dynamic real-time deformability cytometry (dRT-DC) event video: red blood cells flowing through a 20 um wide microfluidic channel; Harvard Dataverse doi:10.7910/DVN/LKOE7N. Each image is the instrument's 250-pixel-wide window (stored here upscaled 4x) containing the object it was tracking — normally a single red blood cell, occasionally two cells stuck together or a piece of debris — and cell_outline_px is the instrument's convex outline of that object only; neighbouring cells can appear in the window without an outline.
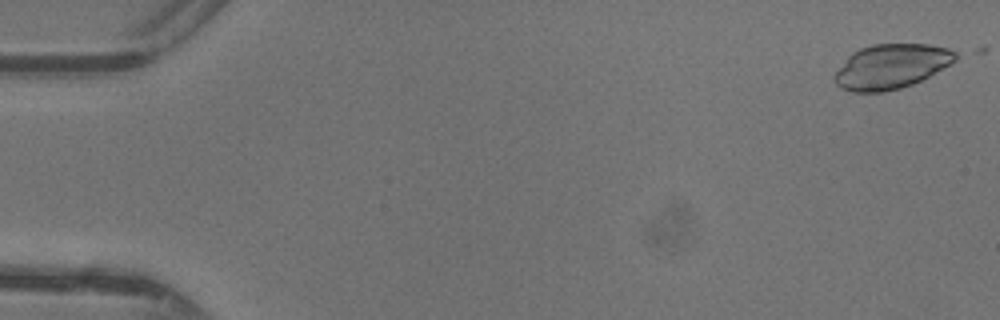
{"species": "common noctule bat (a hibernating species)", "species_latin": "Nyctalus noctula", "temperature_condition": "warm", "stored_images_in_passage": 2, "camera_frame_rate_fps": 3000, "um_per_image_px": 0.085, "animal": {"sex": "female"}, "frame": {"image": 1, "passage_image": 1, "time_ms": 0.0, "image_size_px": [1000, 320], "cell_outline_px": [[956, 60], [928, 76], [912, 84], [900, 88], [884, 92], [852, 92], [840, 88], [836, 84], [832, 76], [848, 56], [852, 52], [860, 48], [872, 44], [928, 44], [948, 48], [956, 52]], "centroid_in_image_um": [75.7, 5.65], "position_along_channel_um": 9.3, "area_um2": 31.33}}